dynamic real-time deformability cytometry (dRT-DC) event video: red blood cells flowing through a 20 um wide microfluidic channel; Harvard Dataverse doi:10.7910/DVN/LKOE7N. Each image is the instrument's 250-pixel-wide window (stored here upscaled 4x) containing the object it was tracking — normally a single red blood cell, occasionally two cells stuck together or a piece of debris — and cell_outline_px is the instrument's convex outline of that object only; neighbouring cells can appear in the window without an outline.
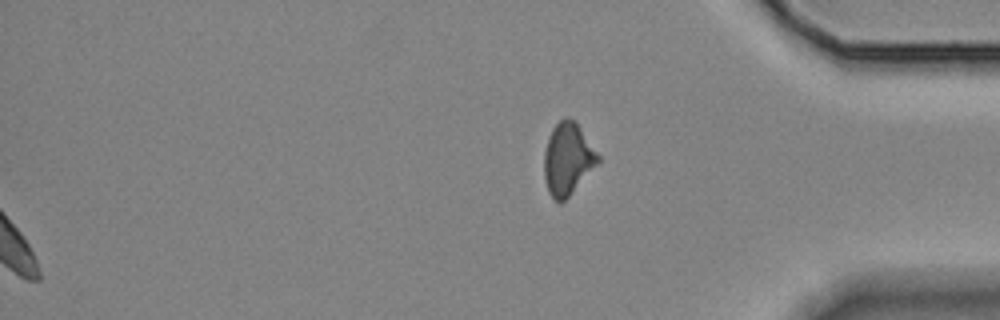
{"species": "Egyptian fruit bat (a non-hibernating species)", "species_latin": "Rousettus aegyptiacus", "temperature_condition": "room temperature", "stored_images_in_passage": 35, "segment_of_instrument_passage": [2, 2], "camera_frame_rate_fps": 3000, "um_per_image_px": 0.085, "animal": {"sex": "female"}, "frame": {"image": 1, "passage_image": 35, "time_ms": 11.333, "image_size_px": [1000, 320], "cell_outline_px": [[600, 160], [568, 196], [560, 204], [548, 192], [544, 176], [544, 152], [548, 136], [552, 128], [560, 120], [568, 116], [576, 120], [600, 156]], "centroid_in_image_um": [48.24, 13.46], "position_along_channel_um": 387.0, "area_um2": 22.48}}